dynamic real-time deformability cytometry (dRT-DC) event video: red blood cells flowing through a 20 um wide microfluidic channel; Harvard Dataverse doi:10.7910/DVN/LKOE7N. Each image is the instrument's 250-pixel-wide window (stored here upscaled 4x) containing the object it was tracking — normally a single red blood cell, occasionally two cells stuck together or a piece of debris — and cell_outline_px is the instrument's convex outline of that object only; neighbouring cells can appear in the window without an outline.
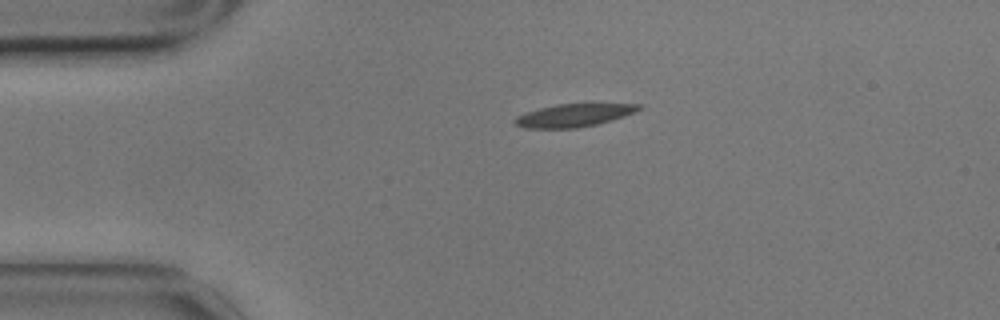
{"species": "common noctule bat (a hibernating species)", "species_latin": "Nyctalus noctula", "temperature_condition": "cold", "stored_images_in_passage": 46, "camera_frame_rate_fps": 3000, "um_per_image_px": 0.085, "animal": {"sex": "male", "body_mass_g": 17.9}, "frame": {"image": 1, "passage_image": 1, "time_ms": 0.0, "image_size_px": [1000, 320], "cell_outline_px": [[644, 108], [636, 112], [612, 120], [596, 124], [576, 128], [524, 128], [516, 124], [512, 120], [516, 116], [540, 108], [556, 104], [592, 100], [644, 104]], "centroid_in_image_um": [48.95, 9.72], "position_along_channel_um": 36.0, "area_um2": 17.74}}
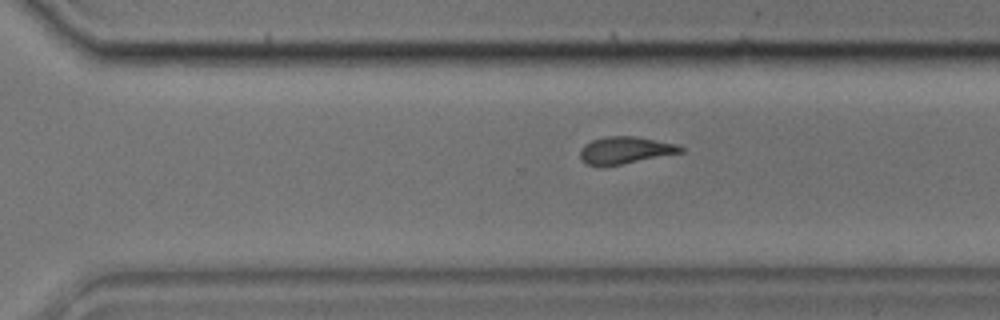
{"frame": {"image": 2, "passage_image": 28, "time_ms": 9.0, "image_size_px": [1000, 320], "cell_outline_px": [[684, 152], [620, 164], [588, 164], [580, 160], [580, 148], [584, 144], [592, 140], [608, 136], [636, 136], [676, 144], [684, 148]], "centroid_in_image_um": [53.15, 12.74], "position_along_channel_um": 317.5, "area_um2": 15.55}}
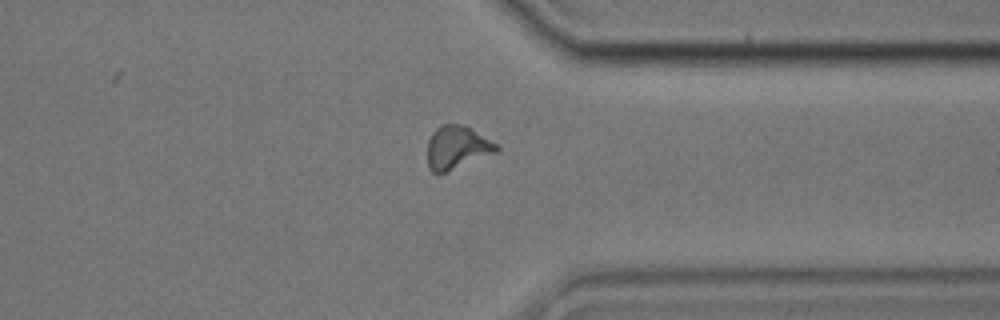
{"frame": {"image": 3, "passage_image": 33, "time_ms": 10.667, "image_size_px": [1000, 320], "cell_outline_px": [[500, 148], [496, 152], [444, 172], [432, 172], [428, 164], [428, 140], [432, 132], [440, 124], [460, 124], [468, 128], [496, 144]], "centroid_in_image_um": [38.79, 12.52], "position_along_channel_um": 372.6, "area_um2": 16.7}, "authors_computed_cell_mechanics": {"area_um2": 16.473, "velocity_mm_per_s": 3.4868, "shape_relaxation_time_tau1_ms": null, "shape_relaxation_time_tau2_ms": 4.7872, "deformation_change_tau1": null, "deformation_change_tau2": 0.1371}}